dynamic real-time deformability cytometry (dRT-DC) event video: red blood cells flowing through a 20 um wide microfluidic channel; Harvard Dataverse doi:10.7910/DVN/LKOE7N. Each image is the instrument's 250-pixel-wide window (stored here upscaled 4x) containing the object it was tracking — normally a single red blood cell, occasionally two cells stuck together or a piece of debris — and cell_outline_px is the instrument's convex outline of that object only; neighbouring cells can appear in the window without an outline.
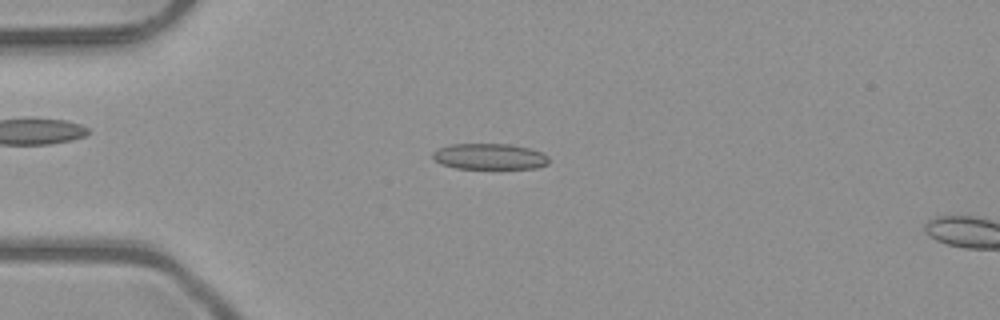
{"species": "common noctule bat (a hibernating species)", "species_latin": "Nyctalus noctula", "temperature_condition": "room temperature", "stored_images_in_passage": 3, "camera_frame_rate_fps": 3000, "um_per_image_px": 0.085, "animal": {"sex": "male", "body_mass_g": 23.1, "forearm_length_mm": 52.7}, "frame": {"image": 1, "passage_image": 1, "time_ms": 0.0, "image_size_px": [1000, 320], "cell_outline_px": [[548, 164], [536, 168], [456, 168], [440, 164], [432, 156], [432, 152], [440, 148], [452, 144], [508, 144], [528, 148], [544, 152], [548, 156]], "centroid_in_image_um": [41.63, 13.3], "position_along_channel_um": 43.4, "area_um2": 17.46}}